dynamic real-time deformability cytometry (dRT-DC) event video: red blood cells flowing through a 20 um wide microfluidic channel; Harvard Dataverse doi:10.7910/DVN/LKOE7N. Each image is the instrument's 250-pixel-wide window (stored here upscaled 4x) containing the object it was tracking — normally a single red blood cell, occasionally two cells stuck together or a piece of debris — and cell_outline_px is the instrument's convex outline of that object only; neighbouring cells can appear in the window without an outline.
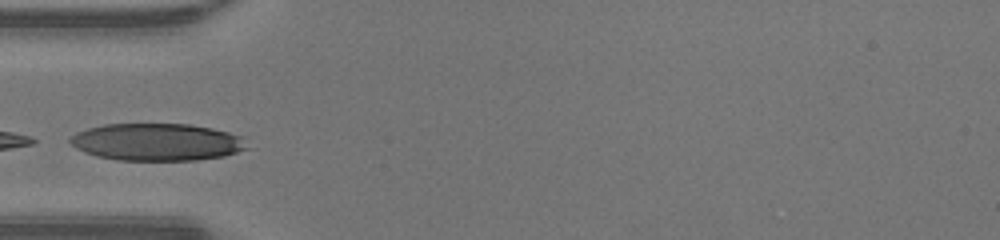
{"species": "human", "species_latin": "Homo sapiens", "temperature_condition": "warm", "stored_images_in_passage": 6, "camera_frame_rate_fps": 3000, "um_per_image_px": 0.085, "donor": {"sex": "male"}, "frame": {"image": 1, "passage_image": 1, "time_ms": 0.0, "image_size_px": [1000, 240], "cell_outline_px": [[248, 148], [224, 156], [196, 160], [116, 160], [96, 156], [84, 152], [76, 148], [68, 140], [68, 136], [76, 132], [88, 128], [104, 124], [188, 124], [212, 128], [244, 136]], "centroid_in_image_um": [13.32, 12.07], "position_along_channel_um": 71.7, "area_um2": 38.67}}